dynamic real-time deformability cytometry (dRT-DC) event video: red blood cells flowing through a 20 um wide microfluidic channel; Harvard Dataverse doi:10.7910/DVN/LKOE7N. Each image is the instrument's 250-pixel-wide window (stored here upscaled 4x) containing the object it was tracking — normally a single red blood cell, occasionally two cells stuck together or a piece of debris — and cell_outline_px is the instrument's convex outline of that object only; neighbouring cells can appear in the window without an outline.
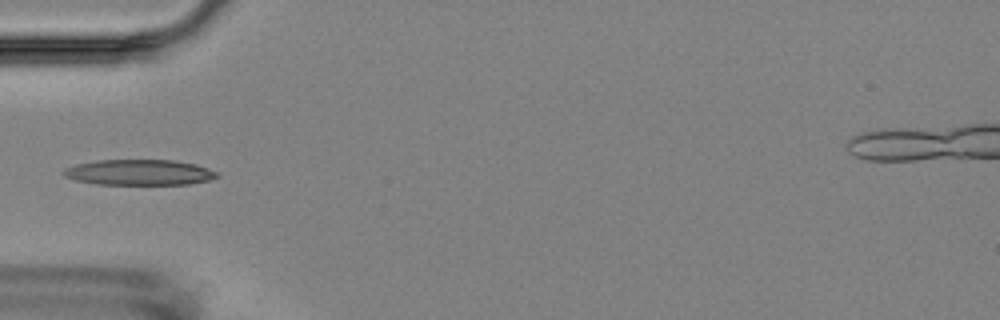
{"species": "Egyptian fruit bat (a non-hibernating species)", "species_latin": "Rousettus aegyptiacus", "temperature_condition": "room temperature", "stored_images_in_passage": 16, "camera_frame_rate_fps": 3000, "um_per_image_px": 0.085, "animal": {"sex": "female"}, "frame": {"image": 1, "passage_image": 5, "time_ms": 4.667, "image_size_px": [1000, 320], "cell_outline_px": [[220, 176], [208, 180], [188, 184], [96, 184], [76, 180], [64, 176], [60, 172], [64, 168], [76, 164], [100, 160], [176, 160], [196, 164], [220, 172]], "centroid_in_image_um": [11.85, 14.64], "position_along_channel_um": 73.1, "area_um2": 23.0}}
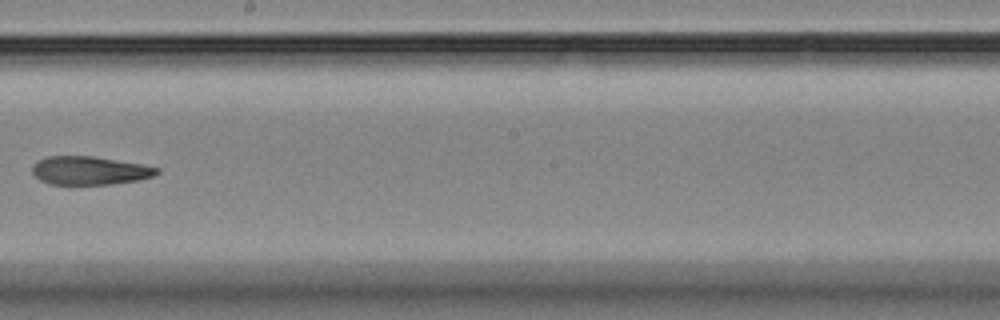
{"frame": {"image": 2, "passage_image": 9, "time_ms": 9.333, "image_size_px": [1000, 320], "cell_outline_px": [[160, 172], [152, 176], [140, 180], [112, 184], [48, 184], [40, 180], [32, 172], [32, 164], [36, 160], [48, 156], [92, 156], [140, 164], [160, 168]], "centroid_in_image_um": [7.59, 14.49], "position_along_channel_um": 240.6, "area_um2": 20.63}}
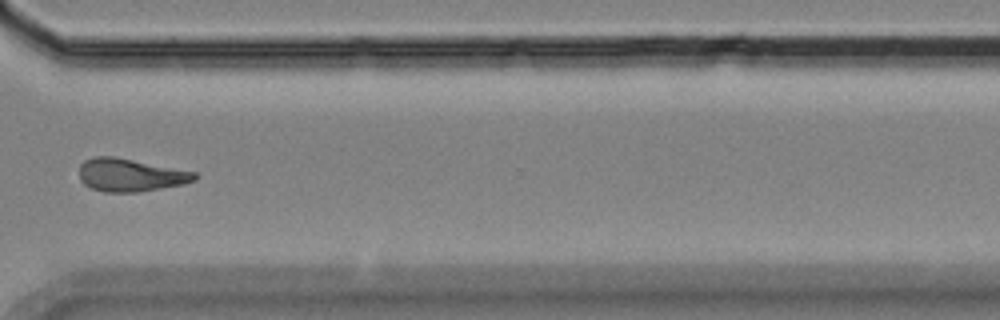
{"frame": {"image": 3, "passage_image": 12, "time_ms": 12.667, "image_size_px": [1000, 320], "cell_outline_px": [[196, 180], [184, 184], [136, 192], [104, 192], [92, 188], [84, 184], [80, 180], [80, 164], [84, 160], [96, 156], [112, 156], [196, 172]], "centroid_in_image_um": [11.06, 14.88], "position_along_channel_um": 359.5, "area_um2": 21.91}}